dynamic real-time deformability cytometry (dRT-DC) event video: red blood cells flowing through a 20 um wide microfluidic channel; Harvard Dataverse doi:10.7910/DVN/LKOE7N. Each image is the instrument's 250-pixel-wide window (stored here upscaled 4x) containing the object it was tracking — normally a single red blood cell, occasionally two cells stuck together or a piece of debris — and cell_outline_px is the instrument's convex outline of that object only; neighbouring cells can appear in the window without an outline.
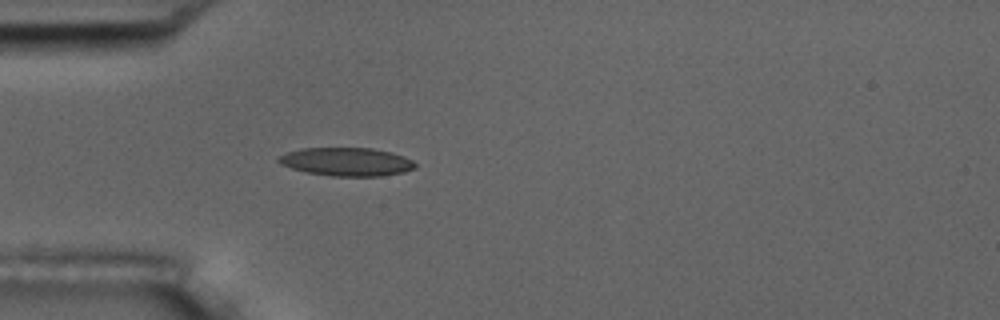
{"species": "common noctule bat (a hibernating species)", "species_latin": "Nyctalus noctula", "temperature_condition": "room temperature", "stored_images_in_passage": 4, "camera_frame_rate_fps": 3000, "um_per_image_px": 0.085, "animal": {"sex": "male", "body_mass_g": 17.5, "forearm_length_mm": 52.3}, "frame": {"image": 1, "passage_image": 4, "time_ms": 3.333, "image_size_px": [1000, 320], "cell_outline_px": [[416, 168], [404, 172], [380, 176], [332, 176], [308, 172], [292, 168], [280, 164], [276, 160], [276, 156], [288, 152], [304, 148], [372, 148], [392, 152], [404, 156], [412, 160], [416, 164]], "centroid_in_image_um": [29.47, 13.74], "position_along_channel_um": 55.5, "area_um2": 22.6}}